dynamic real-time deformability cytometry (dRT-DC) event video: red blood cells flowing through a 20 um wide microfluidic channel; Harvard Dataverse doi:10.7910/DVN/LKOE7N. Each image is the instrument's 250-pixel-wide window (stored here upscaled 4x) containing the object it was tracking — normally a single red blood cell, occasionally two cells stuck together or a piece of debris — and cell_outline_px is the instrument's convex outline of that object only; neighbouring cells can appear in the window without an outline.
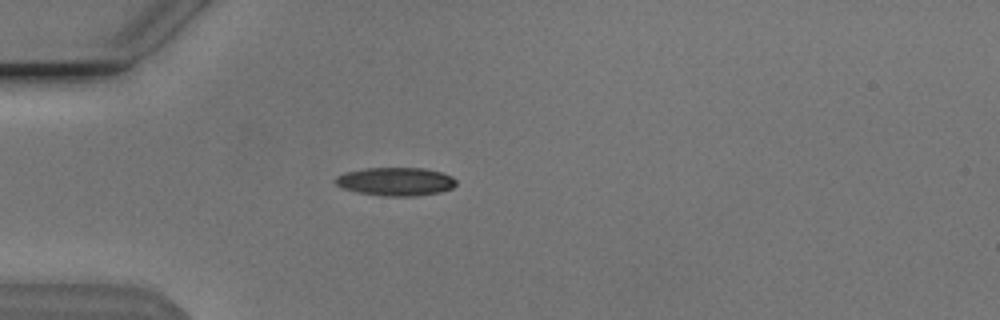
{"species": "Egyptian fruit bat (a non-hibernating species)", "species_latin": "Rousettus aegyptiacus", "temperature_condition": "cold", "stored_images_in_passage": 53, "camera_frame_rate_fps": 3000, "um_per_image_px": 0.085, "animal": {"sex": "male"}, "frame": {"image": 1, "passage_image": 15, "time_ms": 4.667, "image_size_px": [1000, 320], "cell_outline_px": [[456, 184], [452, 188], [440, 192], [416, 196], [380, 196], [356, 192], [344, 188], [336, 184], [332, 180], [336, 176], [344, 172], [364, 168], [424, 168], [440, 172], [452, 176], [456, 180]], "centroid_in_image_um": [33.6, 15.43], "position_along_channel_um": 51.4, "area_um2": 20.11}}
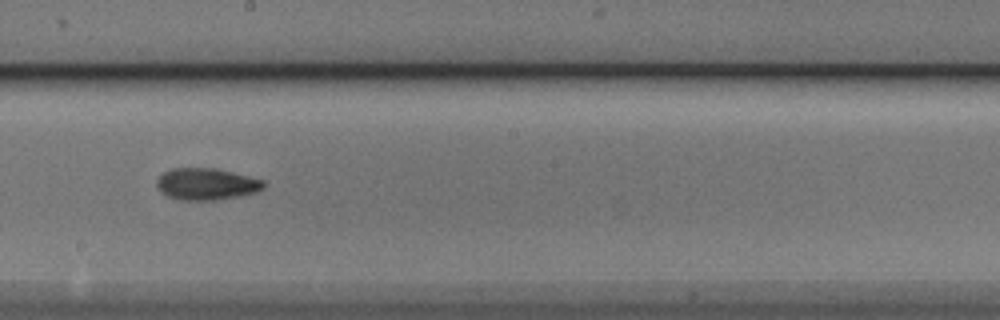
{"frame": {"image": 2, "passage_image": 30, "time_ms": 9.667, "image_size_px": [1000, 320], "cell_outline_px": [[264, 188], [256, 192], [240, 196], [216, 200], [180, 200], [168, 196], [160, 192], [156, 184], [156, 180], [164, 172], [172, 168], [212, 168], [232, 172], [264, 180]], "centroid_in_image_um": [17.53, 15.65], "position_along_channel_um": 230.7, "area_um2": 19.77}}
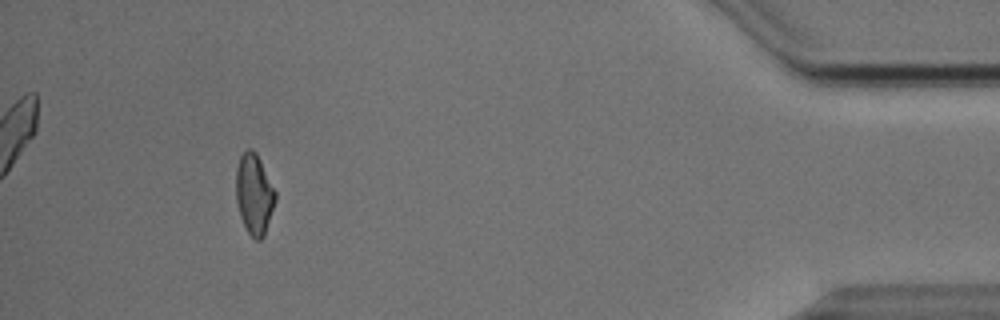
{"frame": {"image": 3, "passage_image": 49, "time_ms": 16.0, "image_size_px": [1000, 320], "cell_outline_px": [[276, 200], [264, 236], [260, 240], [256, 240], [248, 232], [240, 216], [236, 200], [236, 168], [240, 156], [248, 148], [252, 148], [256, 152], [276, 192]], "centroid_in_image_um": [21.6, 16.49], "position_along_channel_um": 413.6, "area_um2": 18.38}, "authors_computed_cell_mechanics": {"area_um2": 18.8428, "velocity_mm_per_s": 3.8468, "shape_relaxation_time_tau1_ms": 2.9017, "shape_relaxation_time_tau2_ms": 5.8845, "deformation_change_tau1": 0.1469, "deformation_change_tau2": 0.1433}}